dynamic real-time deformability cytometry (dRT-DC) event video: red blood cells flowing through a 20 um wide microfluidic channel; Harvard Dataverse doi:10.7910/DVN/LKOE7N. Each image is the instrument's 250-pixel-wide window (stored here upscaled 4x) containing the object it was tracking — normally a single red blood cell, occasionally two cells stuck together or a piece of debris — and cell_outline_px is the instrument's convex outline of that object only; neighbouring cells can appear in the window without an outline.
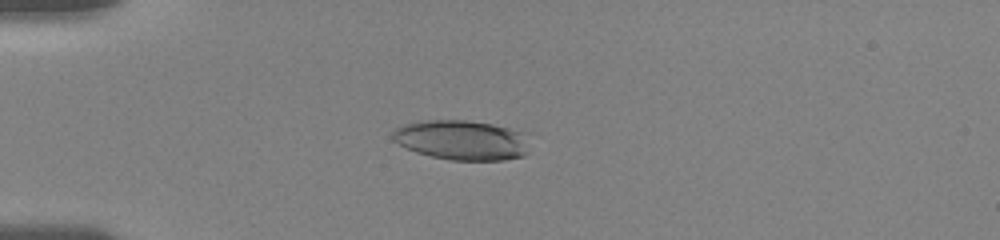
{"species": "human", "species_latin": "Homo sapiens", "temperature_condition": "room temperature", "stored_images_in_passage": 52, "camera_frame_rate_fps": 3000, "um_per_image_px": 0.085, "donor": {"sex": "female"}, "frame": {"image": 1, "passage_image": 27, "time_ms": 5.0, "image_size_px": [1000, 240], "cell_outline_px": [[528, 152], [524, 156], [504, 160], [452, 160], [432, 156], [416, 152], [392, 140], [392, 132], [396, 128], [404, 124], [428, 120], [464, 120], [492, 124], [528, 132]], "centroid_in_image_um": [39.32, 11.9], "position_along_channel_um": 45.7, "area_um2": 31.96}}
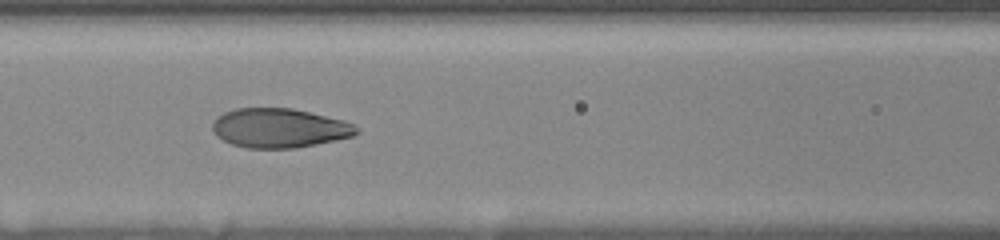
{"frame": {"image": 2, "passage_image": 45, "time_ms": 8.333, "image_size_px": [1000, 240], "cell_outline_px": [[360, 132], [352, 136], [336, 140], [296, 148], [244, 148], [232, 144], [216, 136], [212, 132], [212, 124], [224, 112], [236, 108], [292, 108], [344, 120], [356, 124], [360, 128]], "centroid_in_image_um": [23.78, 10.89], "position_along_channel_um": 142.8, "area_um2": 33.12}}
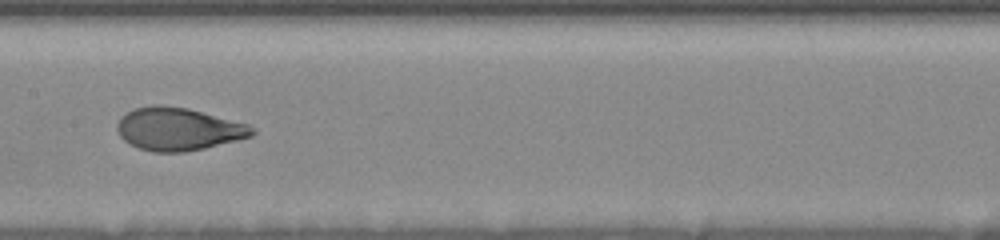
{"frame": {"image": 3, "passage_image": 51, "time_ms": 9.667, "image_size_px": [1000, 240], "cell_outline_px": [[256, 132], [252, 136], [204, 148], [184, 152], [152, 152], [140, 148], [124, 140], [120, 136], [116, 128], [116, 124], [120, 116], [136, 108], [152, 104], [160, 104], [188, 108], [248, 124], [256, 128]], "centroid_in_image_um": [15.15, 10.96], "position_along_channel_um": 192.3, "area_um2": 33.7}}